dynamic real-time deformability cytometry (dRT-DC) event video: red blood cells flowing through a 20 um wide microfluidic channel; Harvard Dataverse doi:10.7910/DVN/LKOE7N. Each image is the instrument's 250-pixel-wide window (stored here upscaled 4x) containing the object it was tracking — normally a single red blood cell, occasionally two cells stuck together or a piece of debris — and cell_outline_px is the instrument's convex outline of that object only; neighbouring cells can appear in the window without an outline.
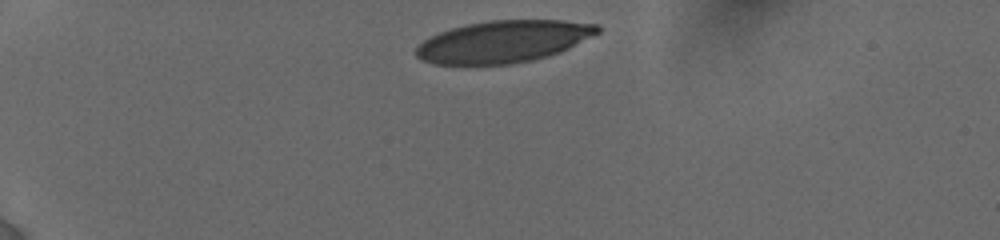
{"species": "human", "species_latin": "Homo sapiens", "temperature_condition": "cold", "stored_images_in_passage": 5, "camera_frame_rate_fps": 3000, "um_per_image_px": 0.085, "donor": {"sex": "female"}, "frame": {"image": 1, "passage_image": 1, "time_ms": 0.0, "image_size_px": [1000, 240], "cell_outline_px": [[600, 32], [560, 52], [548, 56], [532, 60], [512, 64], [432, 64], [420, 60], [416, 56], [416, 48], [424, 40], [440, 32], [452, 28], [468, 24], [488, 20], [564, 20], [596, 24], [600, 28]], "centroid_in_image_um": [42.79, 3.53], "position_along_channel_um": 42.2, "area_um2": 44.22}}
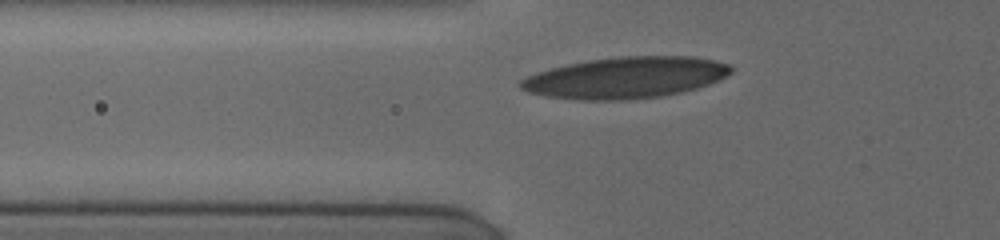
{"frame": {"image": 2, "passage_image": 4, "time_ms": 2.333, "image_size_px": [1000, 240], "cell_outline_px": [[732, 72], [720, 80], [696, 88], [680, 92], [660, 96], [624, 100], [580, 100], [548, 96], [528, 92], [520, 88], [516, 84], [520, 80], [536, 72], [568, 64], [588, 60], [620, 56], [692, 56], [716, 60], [728, 64], [732, 68]], "centroid_in_image_um": [53.17, 6.59], "position_along_channel_um": 72.6, "area_um2": 50.63}}